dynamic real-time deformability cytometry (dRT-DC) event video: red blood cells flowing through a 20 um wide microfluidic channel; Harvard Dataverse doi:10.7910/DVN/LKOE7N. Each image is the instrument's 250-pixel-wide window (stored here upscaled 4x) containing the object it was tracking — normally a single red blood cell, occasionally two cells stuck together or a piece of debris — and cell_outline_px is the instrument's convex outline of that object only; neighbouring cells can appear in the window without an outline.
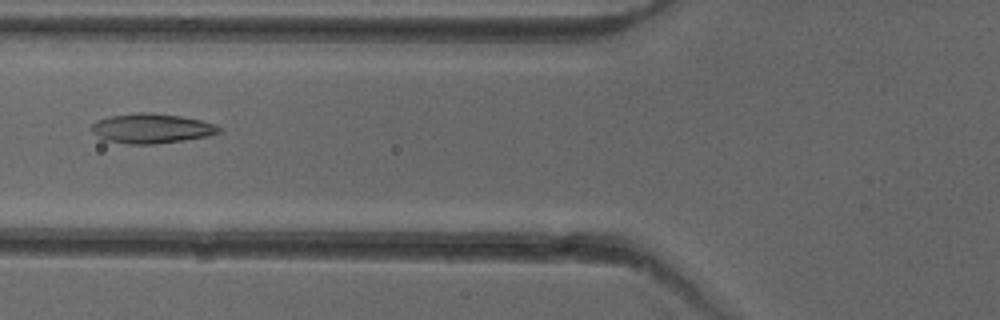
{"species": "common noctule bat (a hibernating species)", "species_latin": "Nyctalus noctula", "temperature_condition": "cold", "stored_images_in_passage": 36, "camera_frame_rate_fps": 3000, "um_per_image_px": 0.085, "animal": {"sex": "female"}, "frame": {"image": 1, "passage_image": 5, "time_ms": 1.333, "image_size_px": [1000, 320], "cell_outline_px": [[220, 132], [208, 136], [184, 140], [152, 144], [128, 144], [104, 140], [92, 132], [92, 124], [96, 120], [108, 116], [140, 112], [152, 112], [180, 116], [200, 120], [216, 124], [220, 128]], "centroid_in_image_um": [12.86, 10.91], "position_along_channel_um": 112.9, "area_um2": 22.08}}
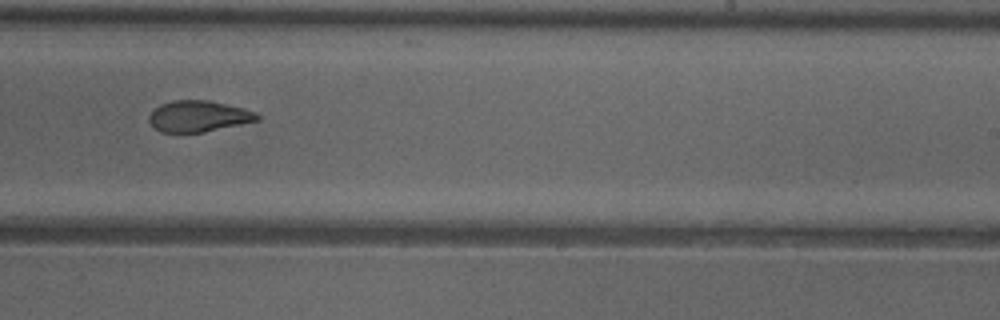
{"frame": {"image": 2, "passage_image": 17, "time_ms": 5.333, "image_size_px": [1000, 320], "cell_outline_px": [[260, 120], [204, 132], [160, 132], [148, 120], [148, 116], [160, 104], [172, 100], [208, 100], [244, 108], [260, 116]], "centroid_in_image_um": [16.86, 9.88], "position_along_channel_um": 272.1, "area_um2": 19.48}}
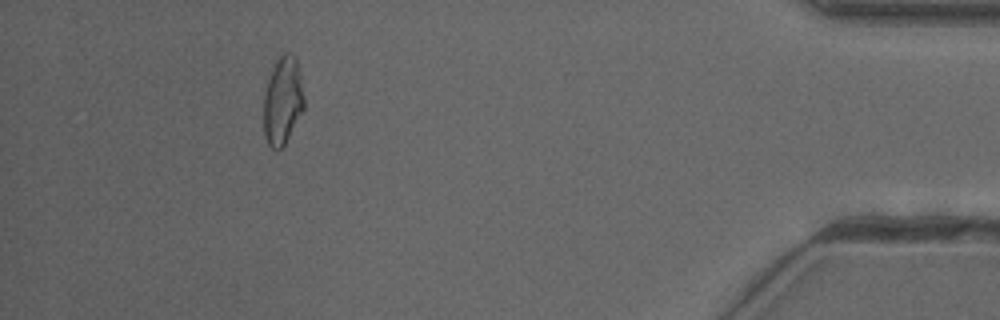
{"frame": {"image": 3, "passage_image": 32, "time_ms": 10.333, "image_size_px": [1000, 320], "cell_outline_px": [[304, 108], [284, 144], [280, 148], [272, 148], [268, 144], [264, 136], [264, 96], [268, 80], [272, 68], [276, 60], [284, 52], [292, 52], [296, 56], [304, 96]], "centroid_in_image_um": [24.03, 8.51], "position_along_channel_um": 411.2, "area_um2": 20.52}, "authors_computed_cell_mechanics": {"area_um2": 20.6635, "velocity_mm_per_s": 3.9746, "shape_relaxation_time_tau1_ms": 6.217, "shape_relaxation_time_tau2_ms": 1.8532, "deformation_change_tau1": 0.1729, "deformation_change_tau2": 0.0623}}